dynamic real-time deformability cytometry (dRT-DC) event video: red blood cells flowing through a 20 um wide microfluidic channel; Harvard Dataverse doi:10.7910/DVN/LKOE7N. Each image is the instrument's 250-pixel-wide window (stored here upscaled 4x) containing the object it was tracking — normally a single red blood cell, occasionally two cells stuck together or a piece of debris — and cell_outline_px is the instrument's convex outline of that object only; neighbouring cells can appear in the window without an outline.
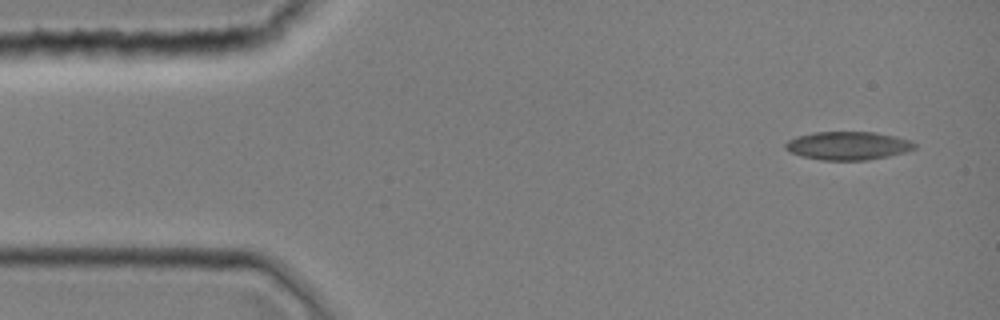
{"species": "common noctule bat (a hibernating species)", "species_latin": "Nyctalus noctula", "temperature_condition": "room temperature", "stored_images_in_passage": 42, "camera_frame_rate_fps": 3000, "um_per_image_px": 0.085, "animal": {"sex": "female", "body_mass_g": 19.0, "forearm_length_mm": 51.5}, "frame": {"image": 1, "passage_image": 1, "time_ms": 0.0, "image_size_px": [1000, 320], "cell_outline_px": [[916, 148], [904, 152], [888, 156], [868, 160], [820, 160], [800, 156], [784, 148], [784, 144], [788, 140], [796, 136], [816, 132], [876, 132], [896, 136], [908, 140], [916, 144]], "centroid_in_image_um": [72.06, 12.38], "position_along_channel_um": 12.9, "area_um2": 21.33}}
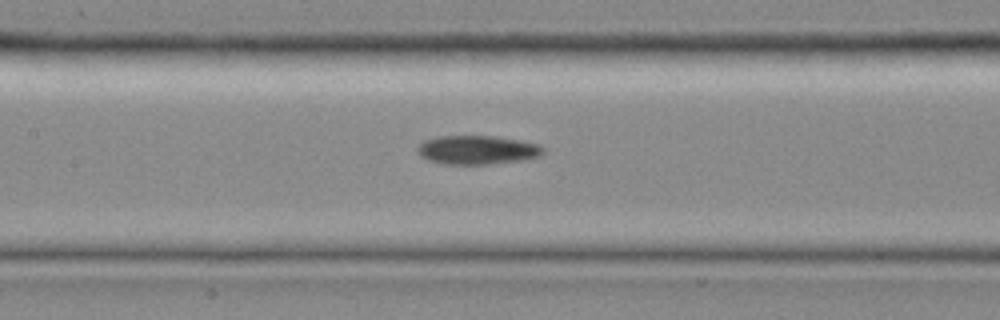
{"frame": {"image": 2, "passage_image": 18, "time_ms": 5.667, "image_size_px": [1000, 320], "cell_outline_px": [[544, 152], [540, 156], [528, 160], [488, 164], [444, 164], [428, 160], [420, 156], [416, 152], [416, 148], [424, 140], [436, 136], [496, 136], [520, 140], [540, 144], [544, 148]], "centroid_in_image_um": [40.58, 12.74], "position_along_channel_um": 166.8, "area_um2": 21.5}}
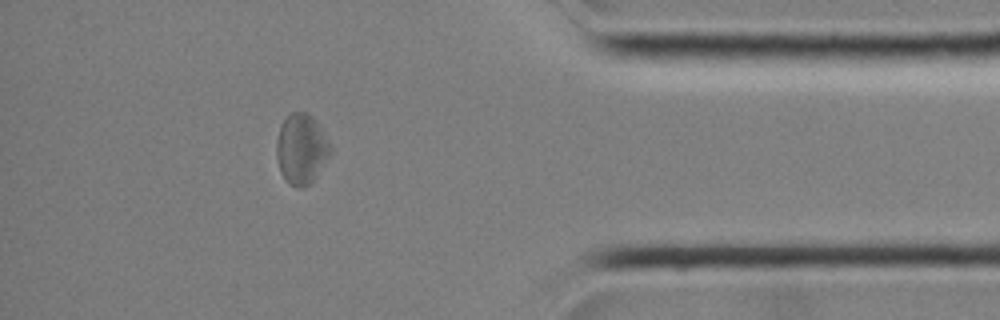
{"frame": {"image": 3, "passage_image": 36, "time_ms": 11.667, "image_size_px": [1000, 320], "cell_outline_px": [[332, 152], [316, 176], [308, 184], [300, 188], [296, 188], [288, 184], [280, 172], [276, 156], [276, 140], [280, 124], [292, 112], [308, 112], [316, 120], [332, 148]], "centroid_in_image_um": [25.6, 12.66], "position_along_channel_um": 409.6, "area_um2": 22.14}}